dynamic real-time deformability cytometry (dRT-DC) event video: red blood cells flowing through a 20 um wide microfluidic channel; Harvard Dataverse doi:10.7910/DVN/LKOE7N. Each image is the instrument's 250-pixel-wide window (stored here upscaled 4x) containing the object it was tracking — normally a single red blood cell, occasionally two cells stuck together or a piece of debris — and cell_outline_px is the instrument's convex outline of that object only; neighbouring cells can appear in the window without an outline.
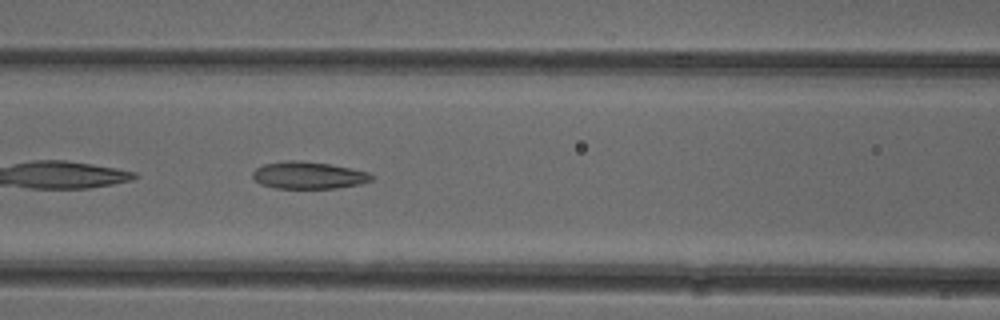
{"species": "common noctule bat (a hibernating species)", "species_latin": "Nyctalus noctula", "temperature_condition": "cold", "stored_images_in_passage": 29, "camera_frame_rate_fps": 3000, "um_per_image_px": 0.085, "animal": {"sex": "female"}, "frame": {"image": 1, "passage_image": 6, "time_ms": 1.667, "image_size_px": [1000, 320], "cell_outline_px": [[372, 180], [360, 184], [336, 188], [276, 188], [260, 184], [252, 176], [252, 172], [256, 168], [264, 164], [284, 160], [300, 160], [328, 164], [352, 168], [368, 172], [372, 176]], "centroid_in_image_um": [26.2, 14.89], "position_along_channel_um": 140.4, "area_um2": 18.79}}
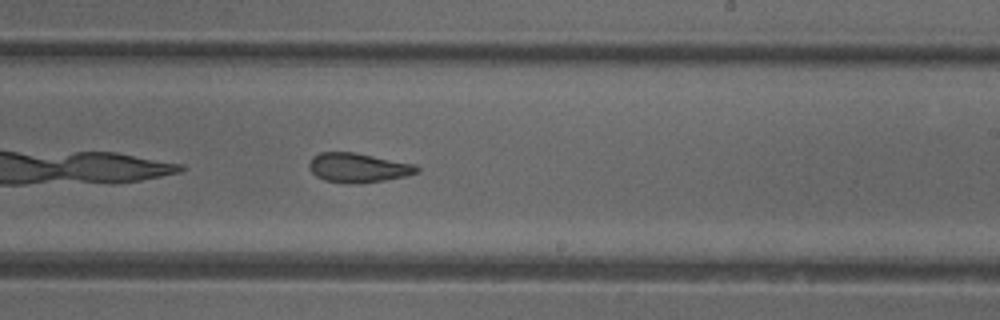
{"frame": {"image": 2, "passage_image": 15, "time_ms": 4.667, "image_size_px": [1000, 320], "cell_outline_px": [[420, 172], [404, 176], [384, 180], [348, 184], [324, 180], [316, 176], [308, 168], [308, 164], [312, 156], [320, 152], [356, 152], [412, 164], [420, 168]], "centroid_in_image_um": [30.39, 14.25], "position_along_channel_um": 258.6, "area_um2": 18.38}}
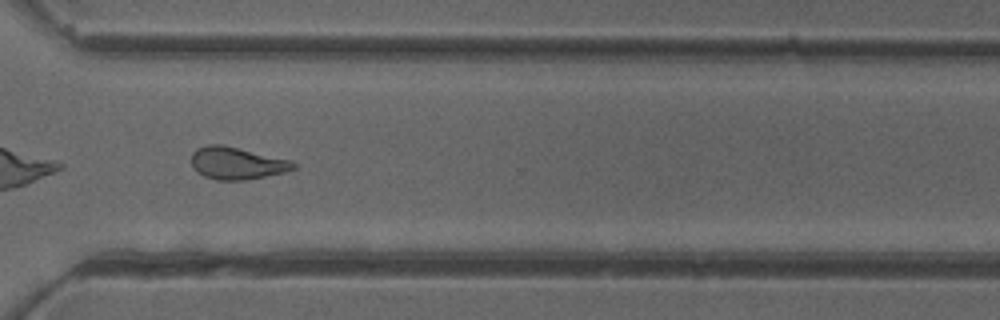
{"frame": {"image": 3, "passage_image": 22, "time_ms": 7.0, "image_size_px": [1000, 320], "cell_outline_px": [[296, 168], [284, 172], [244, 180], [216, 180], [204, 176], [196, 172], [192, 168], [192, 152], [196, 148], [208, 144], [224, 144], [292, 160], [296, 164]], "centroid_in_image_um": [20.11, 13.85], "position_along_channel_um": 350.5, "area_um2": 19.42}}